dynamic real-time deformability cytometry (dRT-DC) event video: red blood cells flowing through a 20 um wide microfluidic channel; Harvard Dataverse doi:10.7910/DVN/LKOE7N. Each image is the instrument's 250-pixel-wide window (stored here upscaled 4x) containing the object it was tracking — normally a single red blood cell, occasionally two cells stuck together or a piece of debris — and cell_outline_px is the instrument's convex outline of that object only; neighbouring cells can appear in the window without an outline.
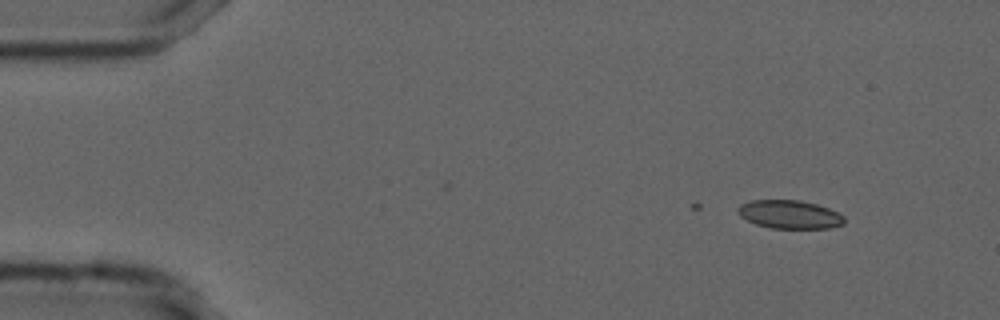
{"species": "common noctule bat (a hibernating species)", "species_latin": "Nyctalus noctula", "temperature_condition": "cold", "stored_images_in_passage": 4, "camera_frame_rate_fps": 3000, "um_per_image_px": 0.085, "animal": {"sex": "male", "forearm_length_mm": 52.5}, "frame": {"image": 1, "passage_image": 1, "time_ms": 0.0, "image_size_px": [1000, 320], "cell_outline_px": [[844, 224], [828, 228], [772, 228], [756, 224], [740, 216], [736, 212], [736, 208], [740, 204], [752, 200], [800, 200], [816, 204], [828, 208], [844, 216]], "centroid_in_image_um": [67.09, 18.22], "position_along_channel_um": 17.9, "area_um2": 17.57}}